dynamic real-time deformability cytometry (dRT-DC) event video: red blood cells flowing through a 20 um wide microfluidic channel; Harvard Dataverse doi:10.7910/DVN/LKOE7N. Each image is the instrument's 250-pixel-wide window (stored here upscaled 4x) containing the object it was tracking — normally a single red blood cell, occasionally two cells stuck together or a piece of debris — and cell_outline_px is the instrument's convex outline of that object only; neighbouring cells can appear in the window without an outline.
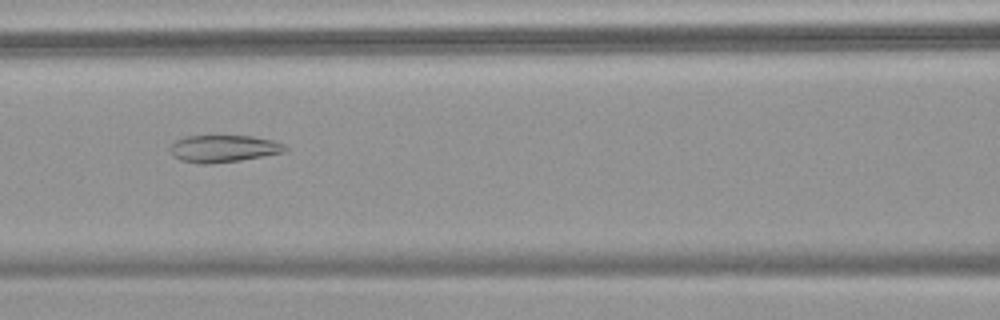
{"species": "common noctule bat (a hibernating species)", "species_latin": "Nyctalus noctula", "temperature_condition": "warm", "stored_images_in_passage": 41, "camera_frame_rate_fps": 3000, "um_per_image_px": 0.085, "animal": {"sex": "female", "body_mass_g": 18.4}, "frame": {"image": 1, "passage_image": 11, "time_ms": 3.333, "image_size_px": [1000, 320], "cell_outline_px": [[288, 148], [284, 152], [264, 156], [240, 160], [208, 164], [200, 164], [180, 160], [172, 156], [168, 148], [176, 140], [188, 136], [252, 136], [272, 140], [284, 144]], "centroid_in_image_um": [18.97, 12.64], "position_along_channel_um": 147.6, "area_um2": 18.21}}
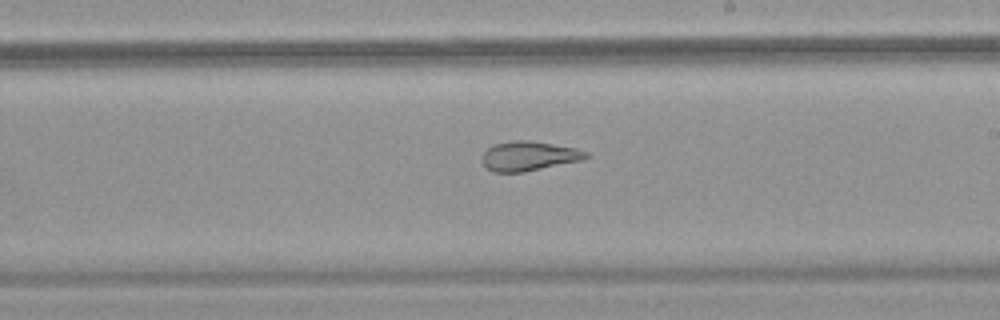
{"frame": {"image": 2, "passage_image": 19, "time_ms": 6.0, "image_size_px": [1000, 320], "cell_outline_px": [[592, 156], [584, 160], [524, 172], [492, 172], [480, 160], [480, 156], [492, 144], [516, 140], [528, 140], [576, 148], [588, 152]], "centroid_in_image_um": [44.97, 13.26], "position_along_channel_um": 244.0, "area_um2": 18.09}}
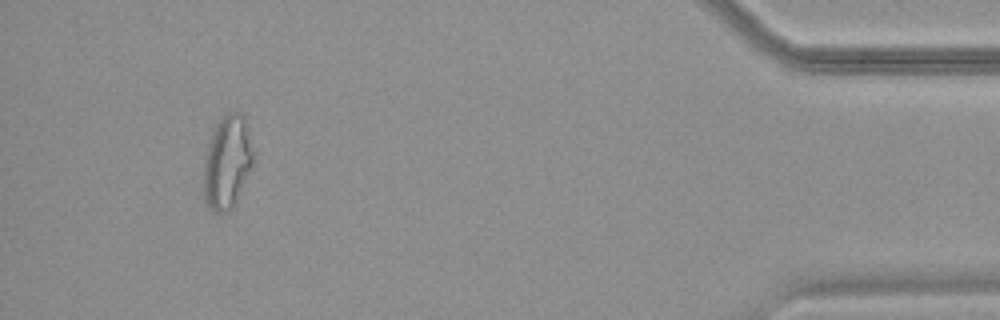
{"frame": {"image": 3, "passage_image": 38, "time_ms": 12.333, "image_size_px": [1000, 320], "cell_outline_px": [[256, 152], [252, 164], [240, 192], [236, 200], [228, 212], [212, 212], [204, 200], [204, 156], [212, 132], [216, 124], [228, 112], [240, 112], [244, 116]], "centroid_in_image_um": [19.33, 13.76], "position_along_channel_um": 415.9, "area_um2": 27.11}, "authors_computed_cell_mechanics": {"area_um2": 20.2878, "velocity_mm_per_s": 3.644, "shape_relaxation_time_tau1_ms": null, "shape_relaxation_time_tau2_ms": 1.7045, "deformation_change_tau1": null, "deformation_change_tau2": 0.0979}}